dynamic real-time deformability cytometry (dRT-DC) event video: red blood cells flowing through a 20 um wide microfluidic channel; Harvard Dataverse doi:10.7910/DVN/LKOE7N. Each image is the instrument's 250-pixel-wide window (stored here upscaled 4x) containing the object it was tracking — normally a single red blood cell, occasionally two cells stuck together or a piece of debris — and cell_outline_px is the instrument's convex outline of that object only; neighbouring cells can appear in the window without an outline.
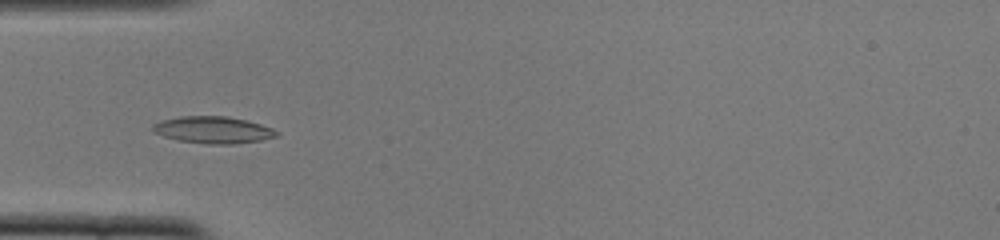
{"species": "common noctule bat (a hibernating species)", "species_latin": "Nyctalus noctula", "temperature_condition": "cold", "stored_images_in_passage": 50, "camera_frame_rate_fps": 3000, "um_per_image_px": 0.085, "animal": {"sex": "female", "body_mass_g": 22.0, "forearm_length_mm": 56.7}, "frame": {"image": 1, "passage_image": 14, "time_ms": 4.333, "image_size_px": [1000, 240], "cell_outline_px": [[280, 136], [260, 140], [236, 144], [204, 144], [176, 140], [164, 136], [156, 132], [152, 128], [152, 124], [160, 120], [180, 116], [228, 116], [260, 124], [272, 128], [280, 132]], "centroid_in_image_um": [18.13, 11.04], "position_along_channel_um": 66.9, "area_um2": 19.54}}
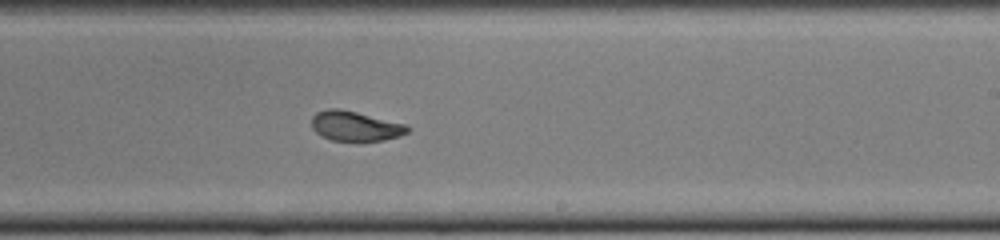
{"frame": {"image": 2, "passage_image": 29, "time_ms": 9.333, "image_size_px": [1000, 240], "cell_outline_px": [[408, 132], [400, 136], [384, 140], [332, 140], [320, 136], [312, 128], [312, 116], [316, 112], [328, 108], [340, 108], [408, 124]], "centroid_in_image_um": [30.19, 10.7], "position_along_channel_um": 258.8, "area_um2": 16.7}}
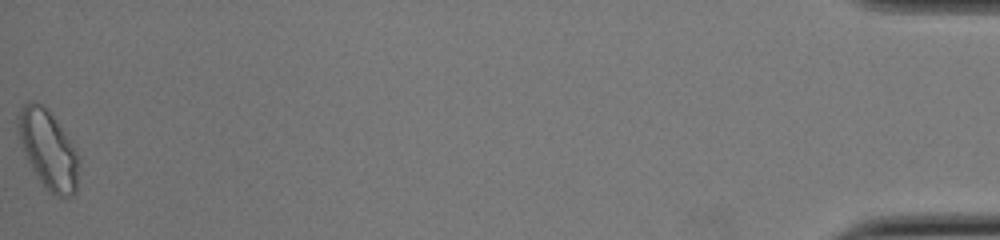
{"frame": {"image": 3, "passage_image": 50, "time_ms": 16.333, "image_size_px": [1000, 240], "cell_outline_px": [[76, 192], [72, 196], [56, 196], [44, 188], [32, 168], [24, 152], [16, 124], [16, 116], [20, 108], [28, 100], [32, 100], [40, 104], [52, 116], [76, 152]], "centroid_in_image_um": [4.02, 12.7], "position_along_channel_um": 431.2, "area_um2": 26.76}, "authors_computed_cell_mechanics": {"area_um2": 17.4845, "velocity_mm_per_s": 3.8465, "shape_relaxation_time_tau1_ms": 7.9715, "shape_relaxation_time_tau2_ms": 1.3797, "deformation_change_tau1": 0.2254, "deformation_change_tau2": 0.0631}}